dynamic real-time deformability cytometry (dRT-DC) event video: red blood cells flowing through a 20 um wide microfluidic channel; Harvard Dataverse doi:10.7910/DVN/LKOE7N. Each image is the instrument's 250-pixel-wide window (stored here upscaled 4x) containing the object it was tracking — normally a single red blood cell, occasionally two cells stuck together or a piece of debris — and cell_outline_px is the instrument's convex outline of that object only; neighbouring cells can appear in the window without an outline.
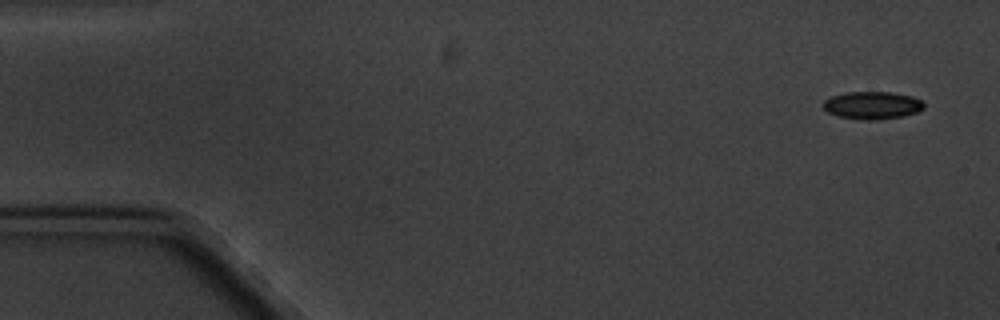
{"species": "common noctule bat (a hibernating species)", "species_latin": "Nyctalus noctula", "temperature_condition": "cold", "stored_images_in_passage": 5, "camera_frame_rate_fps": 3000, "um_per_image_px": 0.085, "animal": {"sex": "male", "body_mass_g": 20.1, "forearm_length_mm": 53.5}, "frame": {"image": 1, "passage_image": 1, "time_ms": 0.0, "image_size_px": [1000, 320], "cell_outline_px": [[924, 108], [916, 112], [904, 116], [872, 120], [864, 120], [840, 116], [828, 112], [820, 104], [824, 100], [832, 96], [848, 92], [892, 92], [912, 96], [920, 100], [924, 104]], "centroid_in_image_um": [74.13, 8.94], "position_along_channel_um": 10.9, "area_um2": 16.13}}
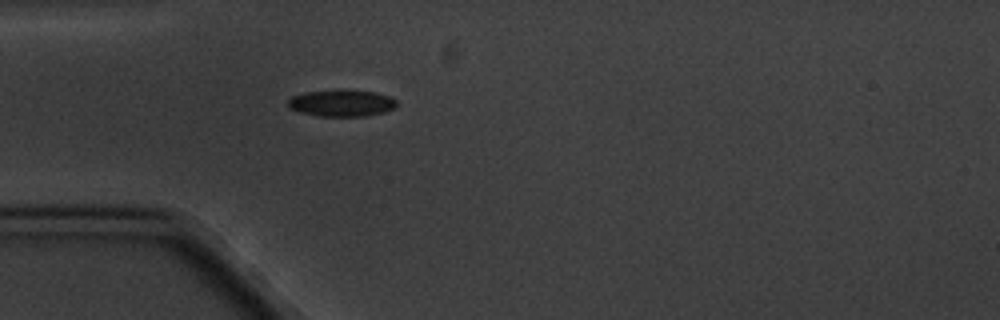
{"frame": {"image": 2, "passage_image": 5, "time_ms": 4.667, "image_size_px": [1000, 320], "cell_outline_px": [[396, 108], [384, 112], [368, 116], [320, 116], [300, 112], [288, 108], [288, 100], [292, 96], [304, 92], [372, 92], [388, 96], [396, 100]], "centroid_in_image_um": [29.03, 8.81], "position_along_channel_um": 56.0, "area_um2": 16.24}}